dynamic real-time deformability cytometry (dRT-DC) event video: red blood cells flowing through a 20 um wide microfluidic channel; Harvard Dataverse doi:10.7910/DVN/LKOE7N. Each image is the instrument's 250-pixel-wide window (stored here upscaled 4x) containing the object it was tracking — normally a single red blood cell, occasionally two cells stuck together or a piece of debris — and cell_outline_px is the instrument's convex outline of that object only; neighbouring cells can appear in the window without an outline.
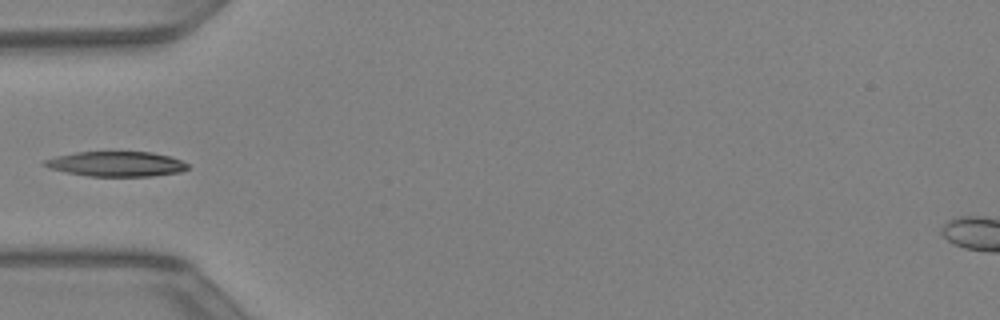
{"species": "Egyptian fruit bat (a non-hibernating species)", "species_latin": "Rousettus aegyptiacus", "temperature_condition": "warm", "stored_images_in_passage": 6, "camera_frame_rate_fps": 3000, "um_per_image_px": 0.085, "animal": {"sex": "female"}, "frame": {"image": 1, "passage_image": 1, "time_ms": 0.0, "image_size_px": [1000, 320], "cell_outline_px": [[188, 168], [180, 172], [152, 176], [88, 176], [68, 172], [52, 168], [44, 164], [44, 160], [56, 156], [76, 152], [152, 152], [168, 156], [180, 160], [188, 164]], "centroid_in_image_um": [9.92, 13.93], "position_along_channel_um": 75.1, "area_um2": 20.52}}
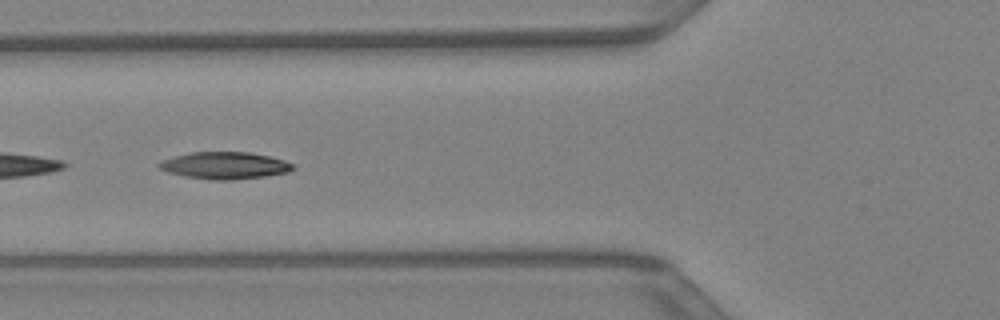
{"frame": {"image": 2, "passage_image": 3, "time_ms": 0.667, "image_size_px": [1000, 320], "cell_outline_px": [[296, 168], [288, 172], [264, 176], [232, 180], [208, 180], [184, 176], [168, 172], [160, 168], [156, 164], [160, 160], [192, 152], [248, 152], [268, 156], [284, 160], [292, 164]], "centroid_in_image_um": [19.08, 14.07], "position_along_channel_um": 106.7, "area_um2": 21.04}}